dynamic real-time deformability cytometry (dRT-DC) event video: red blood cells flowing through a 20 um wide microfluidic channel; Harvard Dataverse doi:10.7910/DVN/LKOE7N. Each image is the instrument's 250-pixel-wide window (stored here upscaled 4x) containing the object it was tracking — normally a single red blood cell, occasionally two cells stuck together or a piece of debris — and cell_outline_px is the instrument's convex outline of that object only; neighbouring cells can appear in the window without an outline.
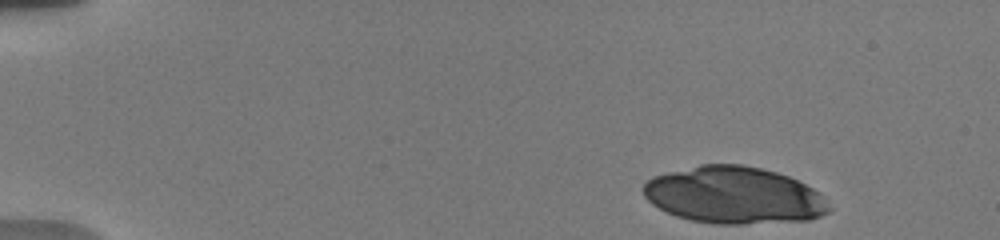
{"species": "human", "species_latin": "Homo sapiens", "temperature_condition": "warm", "stored_images_in_passage": 21, "camera_frame_rate_fps": 3000, "um_per_image_px": 0.085, "donor": {"sex": "male"}, "frame": {"image": 1, "passage_image": 1, "time_ms": 0.0, "image_size_px": [1000, 240], "cell_outline_px": [[832, 208], [828, 212], [820, 216], [808, 220], [744, 224], [716, 224], [692, 220], [676, 216], [652, 204], [644, 196], [644, 184], [652, 176], [700, 164], [744, 164], [776, 172], [788, 176], [820, 192], [824, 196]], "centroid_in_image_um": [62.41, 16.59], "position_along_channel_um": 22.6, "area_um2": 61.73}}